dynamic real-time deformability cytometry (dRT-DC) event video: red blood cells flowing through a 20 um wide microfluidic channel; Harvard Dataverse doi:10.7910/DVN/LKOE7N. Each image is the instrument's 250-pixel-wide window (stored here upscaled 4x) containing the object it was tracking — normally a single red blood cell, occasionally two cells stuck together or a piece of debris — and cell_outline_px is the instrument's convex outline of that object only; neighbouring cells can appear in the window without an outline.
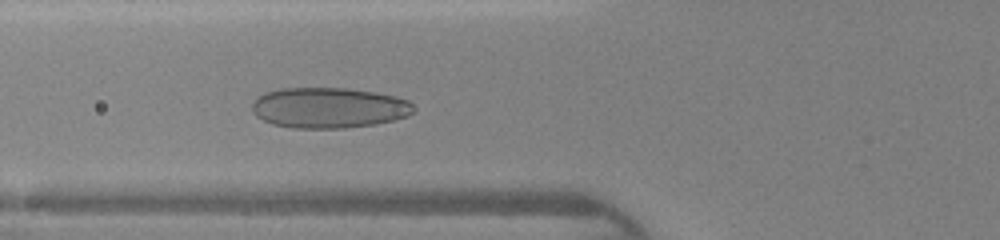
{"species": "human", "species_latin": "Homo sapiens", "temperature_condition": "warm", "stored_images_in_passage": 17, "camera_frame_rate_fps": 3000, "um_per_image_px": 0.085, "donor": {"sex": "female"}, "frame": {"image": 1, "passage_image": 15, "time_ms": 4.667, "image_size_px": [1000, 240], "cell_outline_px": [[416, 108], [408, 116], [376, 124], [344, 128], [292, 128], [272, 124], [256, 116], [252, 112], [252, 104], [256, 96], [264, 92], [280, 88], [348, 88], [376, 92], [396, 96], [408, 100]], "centroid_in_image_um": [27.93, 9.15], "position_along_channel_um": 97.9, "area_um2": 38.55}}